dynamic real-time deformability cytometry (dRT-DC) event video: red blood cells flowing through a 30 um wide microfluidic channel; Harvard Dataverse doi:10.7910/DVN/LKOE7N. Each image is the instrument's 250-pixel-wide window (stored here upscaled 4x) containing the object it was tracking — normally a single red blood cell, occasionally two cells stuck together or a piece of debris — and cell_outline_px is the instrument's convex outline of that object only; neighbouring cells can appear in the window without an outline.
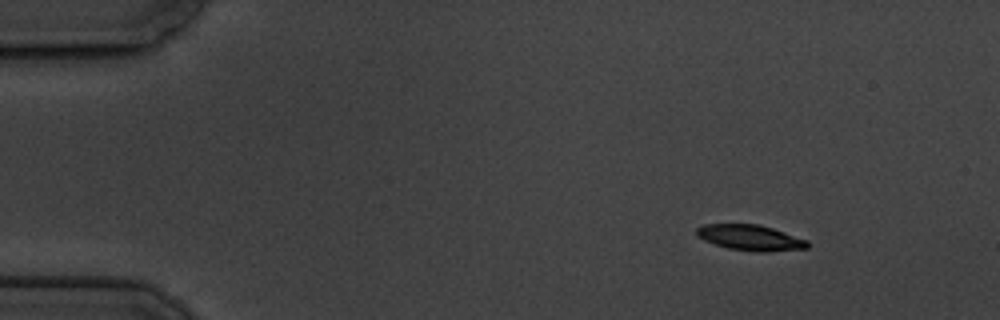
{"species": "common noctule bat (a hibernating species)", "species_latin": "Nyctalus noctula", "temperature_condition": "cold", "stored_images_in_passage": 4, "camera_frame_rate_fps": 3000, "um_per_image_px": 0.085, "animal": {"sex": "male", "body_mass_g": 19.5, "forearm_length_mm": 54.6}, "frame": {"image": 1, "passage_image": 2, "time_ms": 1.333, "image_size_px": [1000, 320], "cell_outline_px": [[808, 248], [764, 252], [756, 252], [728, 248], [704, 240], [696, 236], [696, 228], [704, 224], [760, 224], [808, 240]], "centroid_in_image_um": [63.76, 20.2], "position_along_channel_um": 21.2, "area_um2": 16.53}}